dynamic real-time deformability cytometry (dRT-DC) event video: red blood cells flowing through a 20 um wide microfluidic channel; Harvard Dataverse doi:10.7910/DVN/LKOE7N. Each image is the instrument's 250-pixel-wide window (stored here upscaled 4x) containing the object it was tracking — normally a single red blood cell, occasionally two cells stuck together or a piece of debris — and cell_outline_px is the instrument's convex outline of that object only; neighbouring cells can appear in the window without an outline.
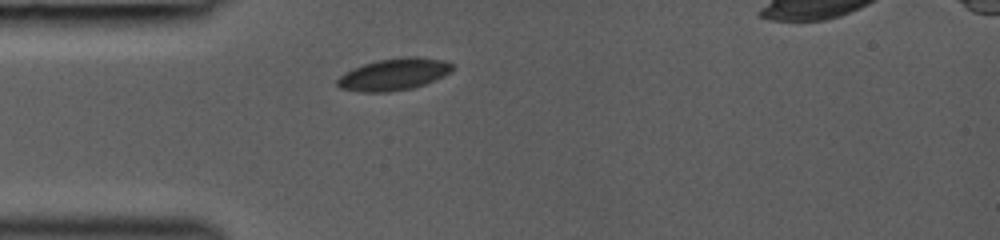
{"species": "common noctule bat (a hibernating species)", "species_latin": "Nyctalus noctula", "temperature_condition": "room temperature", "stored_images_in_passage": 6, "camera_frame_rate_fps": 3000, "um_per_image_px": 0.085, "animal": {"sex": "female", "body_mass_g": 19.0, "forearm_length_mm": 53.3}, "frame": {"image": 1, "passage_image": 1, "time_ms": 0.0, "image_size_px": [1000, 240], "cell_outline_px": [[456, 68], [452, 72], [444, 76], [424, 84], [412, 88], [388, 92], [360, 92], [340, 88], [336, 84], [336, 80], [344, 72], [352, 68], [376, 60], [404, 56], [420, 56], [444, 60], [452, 64]], "centroid_in_image_um": [33.49, 6.3], "position_along_channel_um": 51.5, "area_um2": 21.73}}
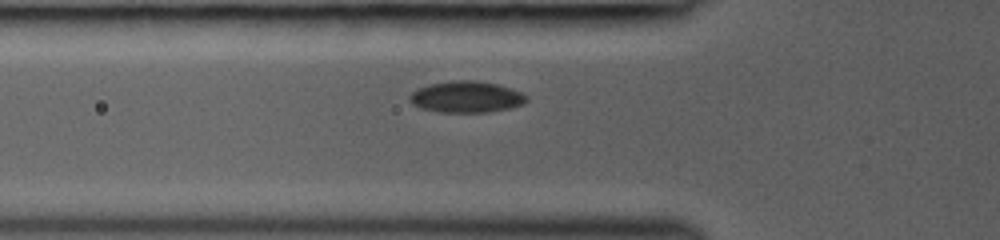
{"frame": {"image": 2, "passage_image": 3, "time_ms": 1.0, "image_size_px": [1000, 240], "cell_outline_px": [[528, 100], [524, 104], [512, 108], [488, 112], [440, 112], [420, 108], [412, 104], [408, 100], [408, 96], [416, 88], [448, 80], [476, 80], [500, 84], [520, 92], [528, 96]], "centroid_in_image_um": [39.64, 8.23], "position_along_channel_um": 86.2, "area_um2": 21.73}}
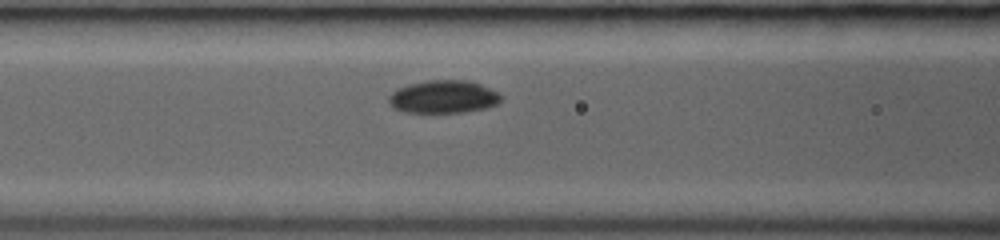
{"frame": {"image": 3, "passage_image": 6, "time_ms": 2.0, "image_size_px": [1000, 240], "cell_outline_px": [[504, 96], [496, 104], [488, 108], [464, 112], [404, 112], [392, 108], [388, 100], [388, 96], [396, 88], [408, 84], [428, 80], [468, 80], [480, 84]], "centroid_in_image_um": [37.66, 8.23], "position_along_channel_um": 128.9, "area_um2": 21.62}}